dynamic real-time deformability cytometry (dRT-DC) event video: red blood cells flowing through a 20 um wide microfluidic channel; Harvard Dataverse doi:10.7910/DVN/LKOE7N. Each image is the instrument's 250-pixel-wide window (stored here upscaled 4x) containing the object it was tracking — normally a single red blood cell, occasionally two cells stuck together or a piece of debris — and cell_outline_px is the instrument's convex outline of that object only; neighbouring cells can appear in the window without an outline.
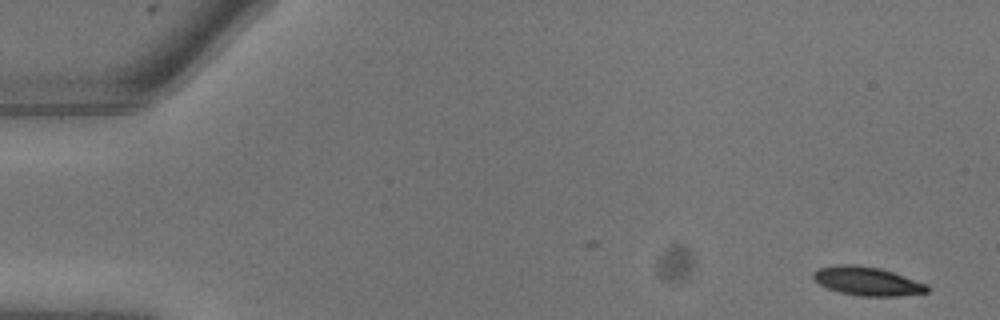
{"species": "common noctule bat (a hibernating species)", "species_latin": "Nyctalus noctula", "temperature_condition": "warm", "stored_images_in_passage": 8, "camera_frame_rate_fps": 3000, "um_per_image_px": 0.085, "animal": {"sex": "male", "body_mass_g": 13.3}, "frame": {"image": 1, "passage_image": 1, "time_ms": 0.0, "image_size_px": [1000, 320], "cell_outline_px": [[928, 292], [896, 296], [860, 296], [840, 292], [828, 288], [812, 280], [812, 272], [820, 268], [836, 264], [856, 264], [880, 268], [928, 284]], "centroid_in_image_um": [73.68, 23.89], "position_along_channel_um": 11.3, "area_um2": 19.07}}
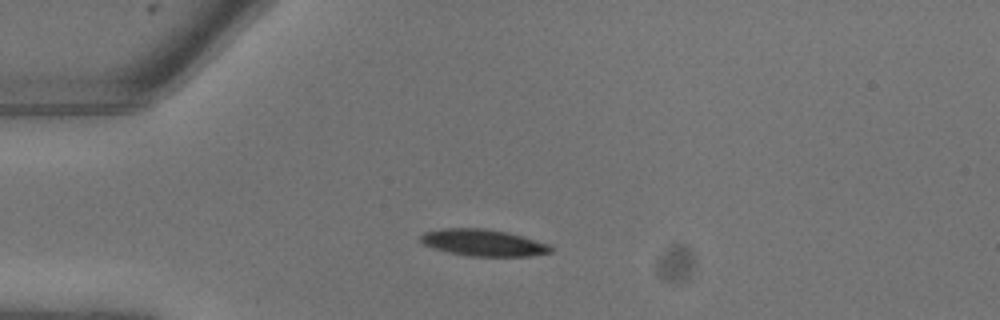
{"frame": {"image": 2, "passage_image": 6, "time_ms": 1.667, "image_size_px": [1000, 320], "cell_outline_px": [[552, 252], [528, 256], [472, 256], [448, 252], [432, 248], [424, 244], [420, 240], [420, 236], [424, 232], [440, 228], [488, 228], [508, 232], [552, 244]], "centroid_in_image_um": [41.1, 20.62], "position_along_channel_um": 43.9, "area_um2": 20.46}}